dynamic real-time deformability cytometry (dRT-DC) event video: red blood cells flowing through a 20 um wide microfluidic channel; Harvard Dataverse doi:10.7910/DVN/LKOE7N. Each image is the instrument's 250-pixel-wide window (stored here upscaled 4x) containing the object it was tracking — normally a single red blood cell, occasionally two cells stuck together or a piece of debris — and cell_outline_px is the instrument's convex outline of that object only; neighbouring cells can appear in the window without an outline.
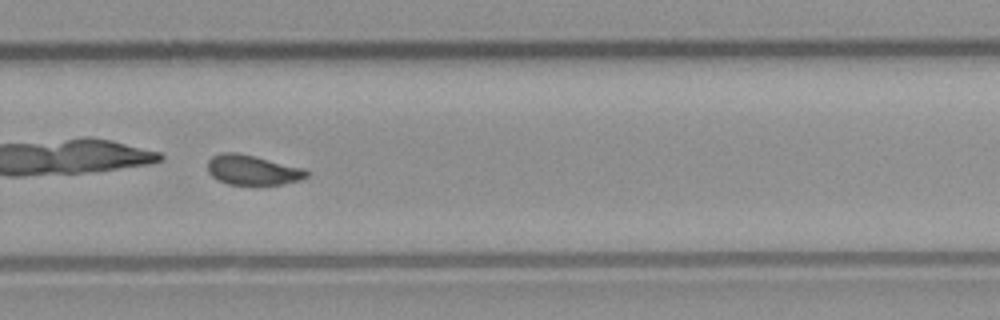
{"species": "common noctule bat (a hibernating species)", "species_latin": "Nyctalus noctula", "temperature_condition": "room temperature", "stored_images_in_passage": 49, "camera_frame_rate_fps": 3000, "um_per_image_px": 0.085, "animal": {"sex": "male", "body_mass_g": 23.1, "forearm_length_mm": 52.7}, "frame": {"image": 1, "passage_image": 35, "time_ms": 11.333, "image_size_px": [1000, 320], "cell_outline_px": [[308, 176], [300, 180], [284, 184], [260, 188], [228, 184], [212, 176], [208, 172], [208, 160], [212, 156], [224, 152], [236, 152], [304, 168], [308, 172]], "centroid_in_image_um": [21.48, 14.51], "position_along_channel_um": 308.3, "area_um2": 17.8}, "authors_computed_cell_mechanics": {"area_um2": 18.1492, "velocity_mm_per_s": 3.927, "shape_relaxation_time_tau1_ms": 0.2402, "shape_relaxation_time_tau2_ms": 1.7914, "deformation_change_tau1": 0.2279, "deformation_change_tau2": 0.0522}}